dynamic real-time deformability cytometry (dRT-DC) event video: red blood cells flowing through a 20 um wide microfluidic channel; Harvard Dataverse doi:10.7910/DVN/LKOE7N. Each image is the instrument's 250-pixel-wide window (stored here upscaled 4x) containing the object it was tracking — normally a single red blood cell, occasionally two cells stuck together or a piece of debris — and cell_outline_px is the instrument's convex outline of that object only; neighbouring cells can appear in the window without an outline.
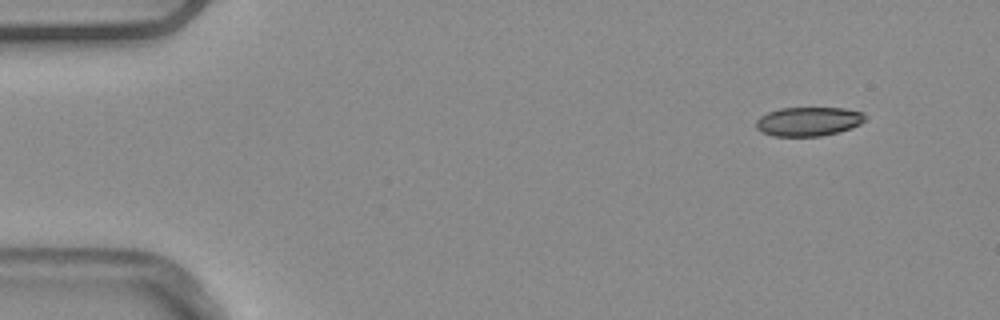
{"species": "common noctule bat (a hibernating species)", "species_latin": "Nyctalus noctula", "temperature_condition": "warm", "stored_images_in_passage": 4, "camera_frame_rate_fps": 3000, "um_per_image_px": 0.085, "animal": {"sex": "male", "body_mass_g": 20.4}, "frame": {"image": 1, "passage_image": 1, "time_ms": 0.0, "image_size_px": [1000, 320], "cell_outline_px": [[864, 120], [860, 124], [852, 128], [840, 132], [820, 136], [772, 136], [760, 132], [756, 128], [756, 120], [760, 116], [768, 112], [780, 108], [844, 108], [864, 112]], "centroid_in_image_um": [68.7, 10.33], "position_along_channel_um": 16.3, "area_um2": 18.61}}
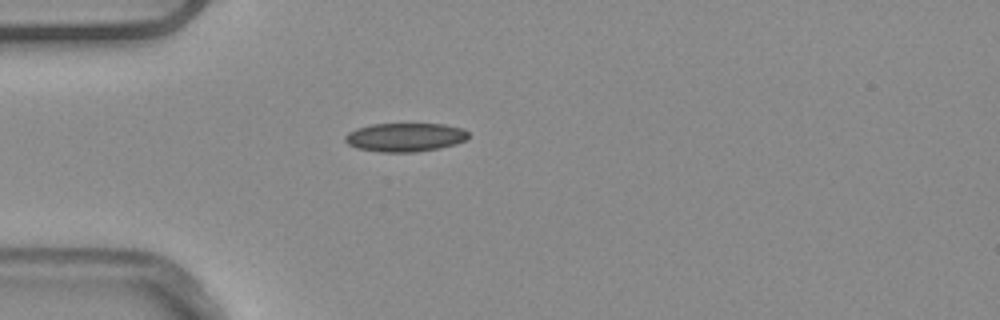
{"frame": {"image": 2, "passage_image": 4, "time_ms": 1.0, "image_size_px": [1000, 320], "cell_outline_px": [[468, 136], [464, 140], [456, 144], [416, 152], [380, 152], [356, 148], [348, 144], [344, 140], [344, 136], [348, 132], [356, 128], [372, 124], [444, 124], [464, 128], [468, 132]], "centroid_in_image_um": [34.4, 11.66], "position_along_channel_um": 50.6, "area_um2": 20.63}}